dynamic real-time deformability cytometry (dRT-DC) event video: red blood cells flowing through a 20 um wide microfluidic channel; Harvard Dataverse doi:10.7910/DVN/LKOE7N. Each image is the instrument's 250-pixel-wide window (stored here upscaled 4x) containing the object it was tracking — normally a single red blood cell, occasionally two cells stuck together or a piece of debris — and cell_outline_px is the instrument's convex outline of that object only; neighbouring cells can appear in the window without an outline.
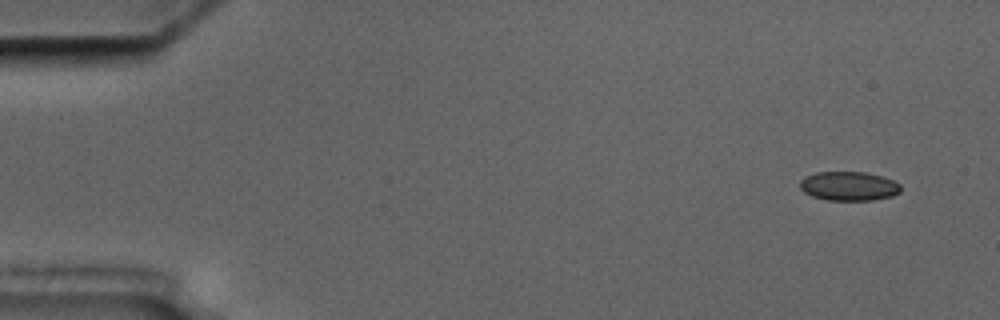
{"species": "common noctule bat (a hibernating species)", "species_latin": "Nyctalus noctula", "temperature_condition": "cold", "stored_images_in_passage": 4, "camera_frame_rate_fps": 3000, "um_per_image_px": 0.085, "animal": {"sex": "male", "body_mass_g": 17.5, "forearm_length_mm": 52.3}, "frame": {"image": 1, "passage_image": 1, "time_ms": 0.0, "image_size_px": [1000, 320], "cell_outline_px": [[900, 192], [892, 196], [872, 200], [828, 200], [812, 196], [804, 192], [800, 188], [800, 180], [804, 176], [816, 172], [864, 172], [880, 176], [892, 180], [900, 184]], "centroid_in_image_um": [72.12, 15.82], "position_along_channel_um": 12.9, "area_um2": 17.05}}
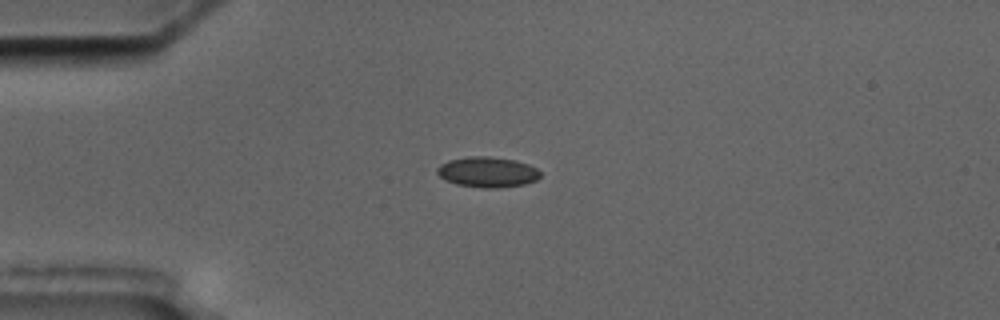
{"frame": {"image": 2, "passage_image": 4, "time_ms": 3.667, "image_size_px": [1000, 320], "cell_outline_px": [[540, 176], [536, 180], [524, 184], [496, 188], [480, 188], [456, 184], [444, 180], [436, 172], [436, 168], [440, 164], [448, 160], [468, 156], [488, 156], [516, 160], [528, 164], [536, 168], [540, 172]], "centroid_in_image_um": [41.4, 14.62], "position_along_channel_um": 43.6, "area_um2": 18.44}}